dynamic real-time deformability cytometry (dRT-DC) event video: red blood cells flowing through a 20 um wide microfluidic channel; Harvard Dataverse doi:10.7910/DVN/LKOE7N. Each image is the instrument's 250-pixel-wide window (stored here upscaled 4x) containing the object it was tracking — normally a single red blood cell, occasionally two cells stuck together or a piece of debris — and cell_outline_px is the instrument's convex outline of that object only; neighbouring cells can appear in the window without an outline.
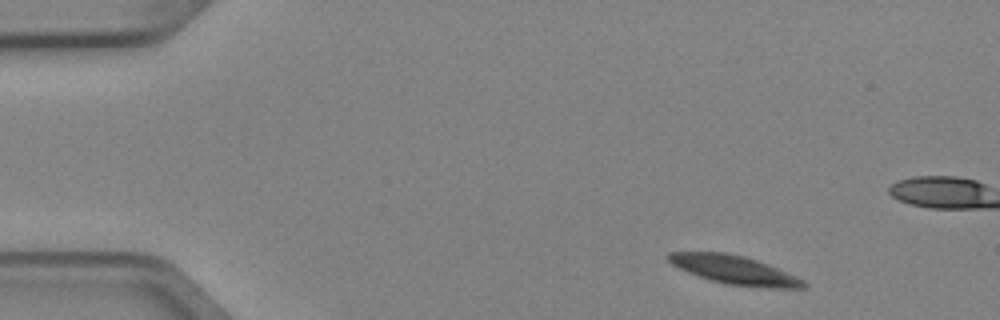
{"species": "Egyptian fruit bat (a non-hibernating species)", "species_latin": "Rousettus aegyptiacus", "temperature_condition": "cold", "stored_images_in_passage": 4, "camera_frame_rate_fps": 3000, "um_per_image_px": 0.085, "animal": {"sex": "female"}, "frame": {"image": 1, "passage_image": 1, "time_ms": 0.0, "image_size_px": [1000, 320], "cell_outline_px": [[808, 288], [768, 288], [728, 284], [712, 280], [688, 272], [672, 264], [668, 260], [668, 252], [728, 252], [744, 256], [756, 260], [796, 276], [804, 280], [808, 284]], "centroid_in_image_um": [62.46, 22.94], "position_along_channel_um": 22.5, "area_um2": 22.25}}